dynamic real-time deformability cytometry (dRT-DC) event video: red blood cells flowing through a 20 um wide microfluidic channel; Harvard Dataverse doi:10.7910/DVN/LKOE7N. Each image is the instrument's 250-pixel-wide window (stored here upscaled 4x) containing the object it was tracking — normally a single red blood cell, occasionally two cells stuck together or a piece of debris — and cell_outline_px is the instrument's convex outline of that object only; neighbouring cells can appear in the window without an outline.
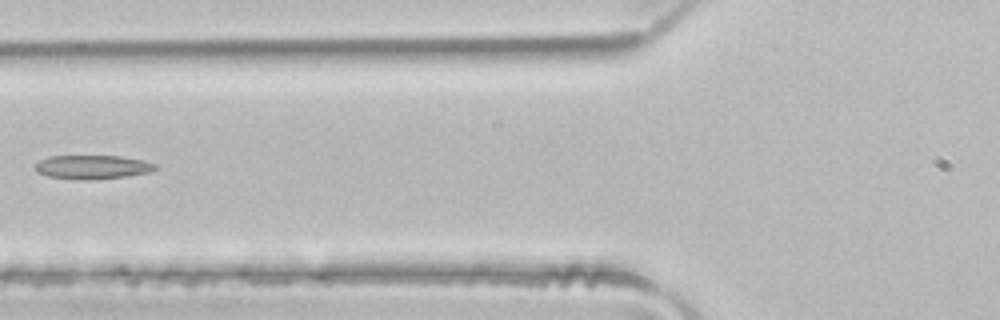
{"species": "common noctule bat (a hibernating species)", "species_latin": "Nyctalus noctula", "temperature_condition": "room temperature", "stored_images_in_passage": 4, "camera_frame_rate_fps": 3000, "um_per_image_px": 0.085, "animal": {"sex": "male", "body_mass_g": 21.5, "forearm_length_mm": 52.0}, "frame": {"image": 1, "passage_image": 4, "time_ms": 1.0, "image_size_px": [1000, 320], "cell_outline_px": [[160, 168], [148, 172], [128, 176], [92, 180], [84, 180], [48, 176], [36, 172], [36, 164], [40, 160], [48, 156], [120, 156], [144, 160], [156, 164]], "centroid_in_image_um": [7.9, 14.2], "position_along_channel_um": 117.9, "area_um2": 16.76}}